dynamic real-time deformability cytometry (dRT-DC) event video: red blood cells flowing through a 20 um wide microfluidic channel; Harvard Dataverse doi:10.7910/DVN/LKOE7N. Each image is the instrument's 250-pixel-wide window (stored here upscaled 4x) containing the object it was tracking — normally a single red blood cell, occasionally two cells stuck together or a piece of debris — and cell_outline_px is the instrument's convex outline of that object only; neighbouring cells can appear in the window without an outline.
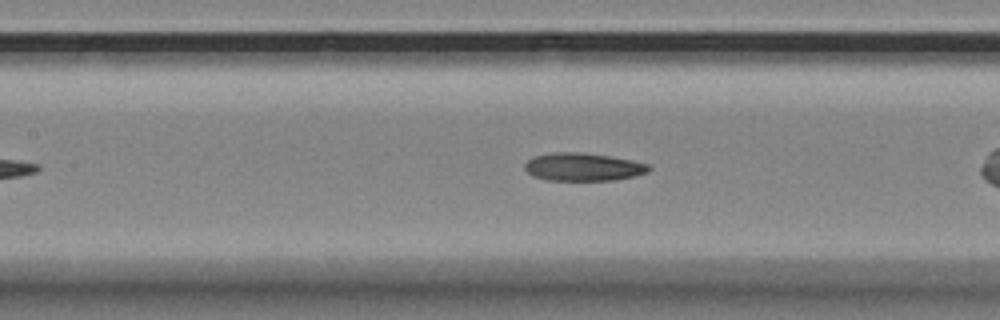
{"species": "Egyptian fruit bat (a non-hibernating species)", "species_latin": "Rousettus aegyptiacus", "temperature_condition": "room temperature", "stored_images_in_passage": 34, "camera_frame_rate_fps": 3000, "um_per_image_px": 0.085, "animal": {"sex": "female"}, "frame": {"image": 1, "passage_image": 10, "time_ms": 3.0, "image_size_px": [1000, 320], "cell_outline_px": [[652, 168], [648, 172], [616, 180], [544, 180], [532, 176], [524, 168], [524, 164], [528, 160], [536, 156], [552, 152], [580, 152], [608, 156], [632, 160], [648, 164]], "centroid_in_image_um": [49.55, 14.19], "position_along_channel_um": 157.9, "area_um2": 20.17}}
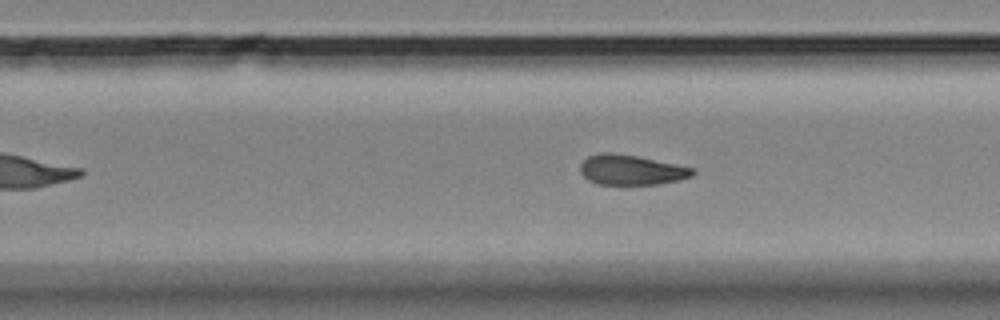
{"frame": {"image": 2, "passage_image": 20, "time_ms": 6.333, "image_size_px": [1000, 320], "cell_outline_px": [[696, 172], [692, 176], [680, 180], [660, 184], [596, 184], [588, 180], [580, 172], [580, 164], [588, 156], [600, 152], [612, 152], [636, 156], [696, 168]], "centroid_in_image_um": [53.67, 14.44], "position_along_channel_um": 276.1, "area_um2": 19.83}}